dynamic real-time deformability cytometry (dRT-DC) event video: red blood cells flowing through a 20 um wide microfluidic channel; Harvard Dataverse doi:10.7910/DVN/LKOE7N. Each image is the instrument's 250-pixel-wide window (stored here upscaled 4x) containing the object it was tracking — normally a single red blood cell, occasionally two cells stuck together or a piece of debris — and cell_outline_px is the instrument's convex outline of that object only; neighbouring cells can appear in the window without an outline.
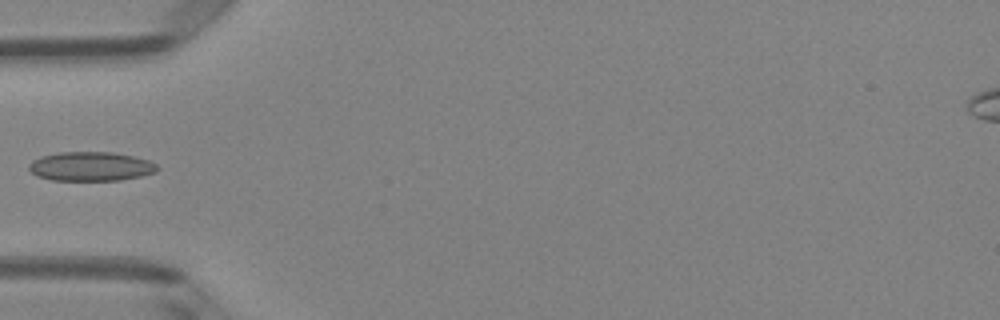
{"species": "Egyptian fruit bat (a non-hibernating species)", "species_latin": "Rousettus aegyptiacus", "temperature_condition": "room temperature", "stored_images_in_passage": 34, "camera_frame_rate_fps": 3000, "um_per_image_px": 0.085, "animal": {"sex": "female"}, "frame": {"image": 1, "passage_image": 1, "time_ms": 0.0, "image_size_px": [1000, 320], "cell_outline_px": [[160, 168], [156, 172], [140, 176], [120, 180], [52, 180], [36, 176], [28, 168], [28, 164], [32, 160], [40, 156], [60, 152], [112, 152], [132, 156], [148, 160], [156, 164]], "centroid_in_image_um": [7.7, 14.14], "position_along_channel_um": 77.3, "area_um2": 21.85}}
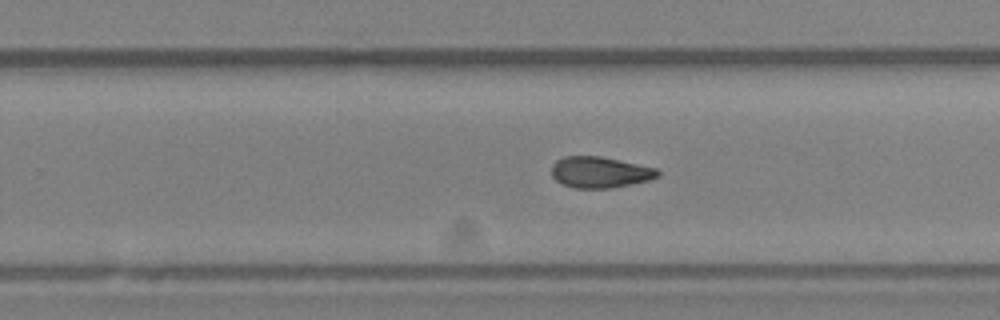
{"frame": {"image": 2, "passage_image": 16, "time_ms": 5.0, "image_size_px": [1000, 320], "cell_outline_px": [[660, 176], [648, 180], [612, 188], [576, 188], [564, 184], [556, 180], [552, 176], [552, 164], [556, 160], [564, 156], [600, 156], [656, 168], [660, 172]], "centroid_in_image_um": [50.99, 14.63], "position_along_channel_um": 278.8, "area_um2": 19.13}}
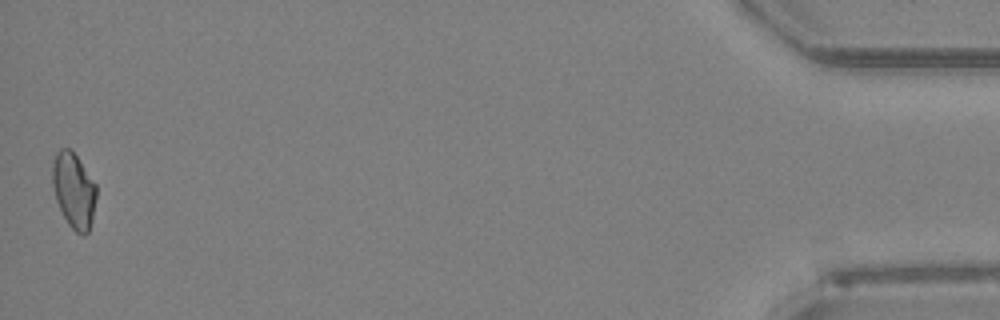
{"frame": {"image": 3, "passage_image": 34, "time_ms": 11.0, "image_size_px": [1000, 320], "cell_outline_px": [[96, 200], [92, 220], [88, 232], [84, 236], [76, 232], [68, 224], [56, 200], [52, 184], [52, 164], [56, 152], [60, 148], [68, 148], [76, 156], [96, 184]], "centroid_in_image_um": [6.27, 16.19], "position_along_channel_um": 428.9, "area_um2": 19.19}}